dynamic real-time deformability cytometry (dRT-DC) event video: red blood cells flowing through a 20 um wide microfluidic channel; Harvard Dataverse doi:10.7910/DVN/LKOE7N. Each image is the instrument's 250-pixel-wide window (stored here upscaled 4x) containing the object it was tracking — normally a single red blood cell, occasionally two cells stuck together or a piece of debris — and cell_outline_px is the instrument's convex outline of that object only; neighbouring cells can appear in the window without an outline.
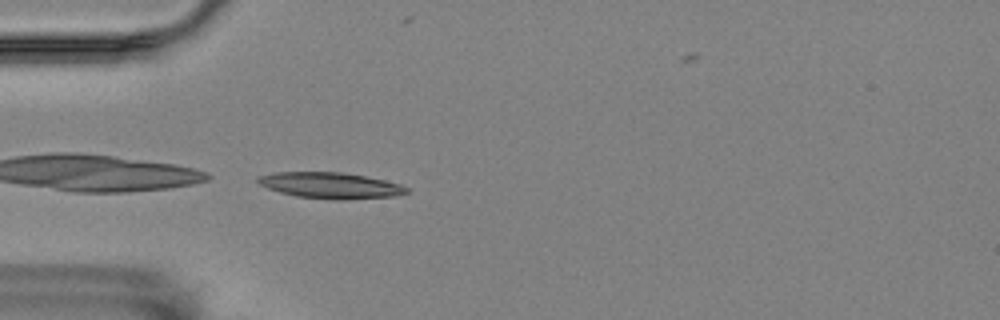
{"species": "Egyptian fruit bat (a non-hibernating species)", "species_latin": "Rousettus aegyptiacus", "temperature_condition": "room temperature", "stored_images_in_passage": 3, "camera_frame_rate_fps": 3000, "um_per_image_px": 0.085, "animal": {"sex": "female"}, "frame": {"image": 1, "passage_image": 3, "time_ms": 0.667, "image_size_px": [1000, 320], "cell_outline_px": [[408, 192], [392, 196], [344, 200], [336, 200], [296, 196], [280, 192], [268, 188], [260, 184], [256, 180], [256, 176], [276, 172], [344, 172], [384, 180], [400, 184], [408, 188]], "centroid_in_image_um": [28.06, 15.76], "position_along_channel_um": 56.9, "area_um2": 22.48}}